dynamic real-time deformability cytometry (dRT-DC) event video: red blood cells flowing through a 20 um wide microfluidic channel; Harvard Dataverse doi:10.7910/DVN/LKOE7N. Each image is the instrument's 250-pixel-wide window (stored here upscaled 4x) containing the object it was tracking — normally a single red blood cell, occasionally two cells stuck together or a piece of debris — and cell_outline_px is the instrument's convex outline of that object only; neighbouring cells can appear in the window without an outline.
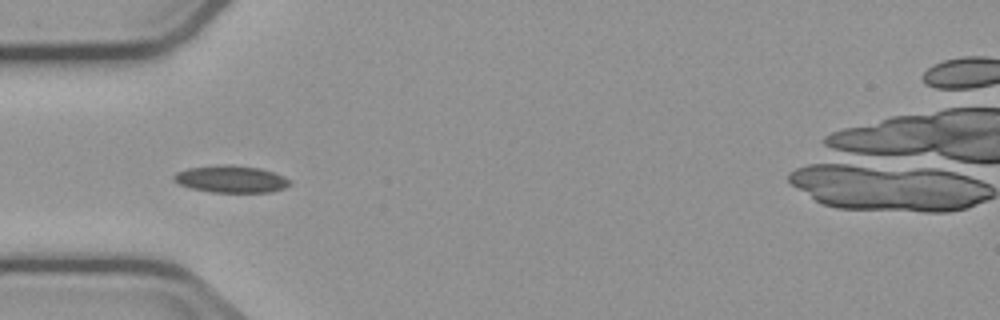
{"species": "common noctule bat (a hibernating species)", "species_latin": "Nyctalus noctula", "temperature_condition": "cold", "stored_images_in_passage": 5, "camera_frame_rate_fps": 3000, "um_per_image_px": 0.085, "animal": {"sex": "male", "body_mass_g": 23.1, "forearm_length_mm": 52.7}, "frame": {"image": 1, "passage_image": 5, "time_ms": 5.333, "image_size_px": [1000, 320], "cell_outline_px": [[292, 184], [284, 188], [272, 192], [212, 192], [192, 188], [180, 184], [172, 180], [172, 176], [176, 172], [188, 168], [224, 164], [232, 164], [260, 168], [284, 176]], "centroid_in_image_um": [19.63, 15.21], "position_along_channel_um": 65.4, "area_um2": 18.32}}